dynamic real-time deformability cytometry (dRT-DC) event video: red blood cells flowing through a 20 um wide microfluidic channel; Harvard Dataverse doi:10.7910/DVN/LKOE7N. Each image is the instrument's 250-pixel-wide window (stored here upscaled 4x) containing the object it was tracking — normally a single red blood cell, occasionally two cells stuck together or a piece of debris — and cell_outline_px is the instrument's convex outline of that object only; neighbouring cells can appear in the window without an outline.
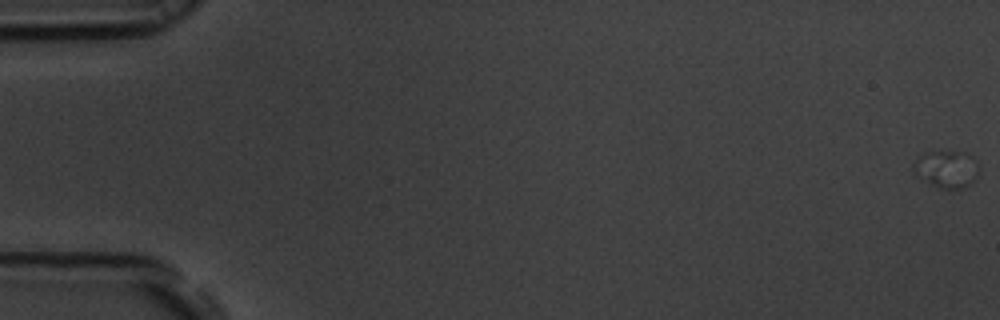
{"species": "common noctule bat (a hibernating species)", "species_latin": "Nyctalus noctula", "temperature_condition": "room temperature", "stored_images_in_passage": 6, "camera_frame_rate_fps": 3000, "um_per_image_px": 0.085, "animal": {"sex": "male", "body_mass_g": 19.5, "forearm_length_mm": 54.6}, "frame": {"image": 1, "passage_image": 1, "time_ms": 0.0, "image_size_px": [1000, 320], "cell_outline_px": [[980, 176], [972, 184], [960, 188], [940, 188], [916, 176], [912, 164], [920, 156], [928, 152], [968, 152], [976, 160], [980, 168]], "centroid_in_image_um": [80.53, 14.38], "position_along_channel_um": 4.5, "area_um2": 14.33}}